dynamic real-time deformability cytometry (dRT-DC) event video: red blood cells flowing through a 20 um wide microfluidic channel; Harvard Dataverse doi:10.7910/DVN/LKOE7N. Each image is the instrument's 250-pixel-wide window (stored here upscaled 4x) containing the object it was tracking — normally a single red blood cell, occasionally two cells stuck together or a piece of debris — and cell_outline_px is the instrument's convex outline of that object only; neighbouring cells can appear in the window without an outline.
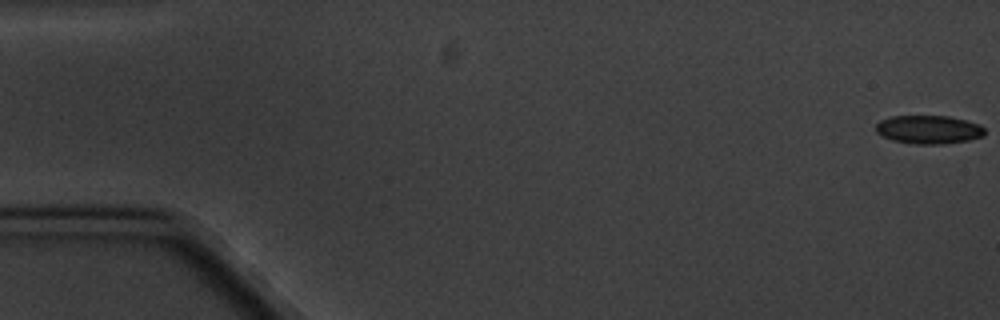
{"species": "common noctule bat (a hibernating species)", "species_latin": "Nyctalus noctula", "temperature_condition": "cold", "stored_images_in_passage": 5, "camera_frame_rate_fps": 3000, "um_per_image_px": 0.085, "animal": {"sex": "male", "body_mass_g": 20.1, "forearm_length_mm": 53.5}, "frame": {"image": 1, "passage_image": 1, "time_ms": 0.0, "image_size_px": [1000, 320], "cell_outline_px": [[984, 136], [968, 140], [940, 144], [916, 144], [892, 140], [876, 132], [876, 124], [880, 120], [892, 116], [948, 116], [968, 120], [980, 124], [984, 128]], "centroid_in_image_um": [78.95, 11.0], "position_along_channel_um": 6.0, "area_um2": 18.03}}
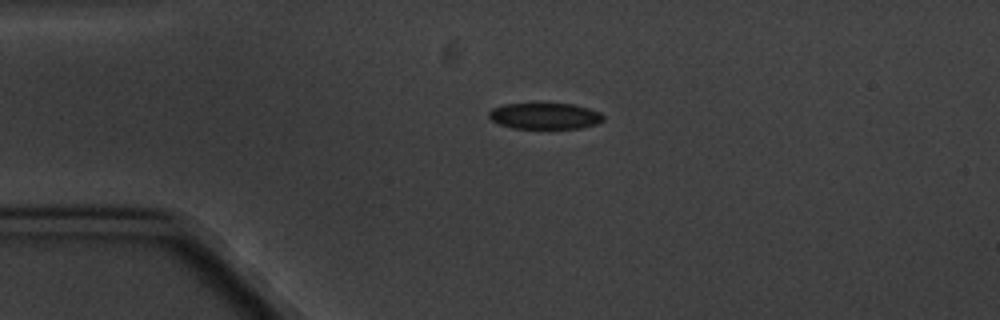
{"frame": {"image": 2, "passage_image": 4, "time_ms": 4.333, "image_size_px": [1000, 320], "cell_outline_px": [[604, 120], [596, 124], [580, 128], [512, 128], [500, 124], [492, 120], [488, 116], [488, 112], [492, 108], [504, 104], [536, 100], [544, 100], [572, 104], [588, 108], [600, 112], [604, 116]], "centroid_in_image_um": [46.28, 9.79], "position_along_channel_um": 38.7, "area_um2": 18.44}}